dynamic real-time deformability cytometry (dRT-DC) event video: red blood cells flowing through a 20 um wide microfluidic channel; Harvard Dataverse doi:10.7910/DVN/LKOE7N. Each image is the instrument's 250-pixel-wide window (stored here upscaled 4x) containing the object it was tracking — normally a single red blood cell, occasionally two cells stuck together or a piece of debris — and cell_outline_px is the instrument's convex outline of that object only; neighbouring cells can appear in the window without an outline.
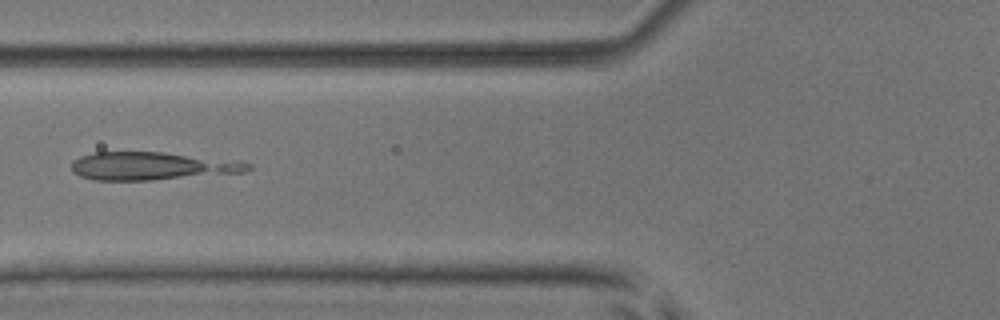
{"species": "common noctule bat (a hibernating species)", "species_latin": "Nyctalus noctula", "temperature_condition": "room temperature", "stored_images_in_passage": 8, "camera_frame_rate_fps": 3000, "um_per_image_px": 0.085, "animal": {"sex": "male", "body_mass_g": 17.9, "forearm_length_mm": 54.2}, "frame": {"image": 1, "passage_image": 6, "time_ms": 1.667, "image_size_px": [1000, 320], "cell_outline_px": [[252, 168], [244, 172], [152, 180], [96, 180], [80, 176], [72, 172], [72, 160], [80, 156], [96, 152], [164, 152], [240, 160], [252, 164]], "centroid_in_image_um": [12.95, 14.1], "position_along_channel_um": 112.9, "area_um2": 28.96}}